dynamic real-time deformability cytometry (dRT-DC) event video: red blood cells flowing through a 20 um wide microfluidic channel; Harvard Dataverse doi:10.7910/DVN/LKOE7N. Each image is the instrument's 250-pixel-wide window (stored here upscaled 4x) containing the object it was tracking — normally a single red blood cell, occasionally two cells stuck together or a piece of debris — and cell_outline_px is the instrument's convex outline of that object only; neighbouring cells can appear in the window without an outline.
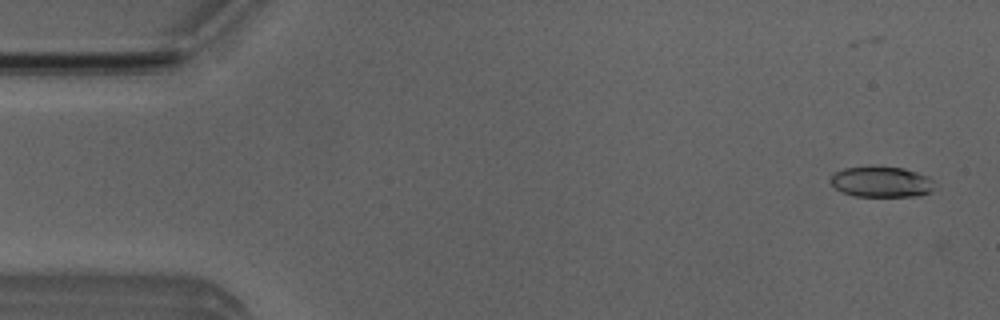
{"species": "Egyptian fruit bat (a non-hibernating species)", "species_latin": "Rousettus aegyptiacus", "temperature_condition": "room temperature", "stored_images_in_passage": 3, "camera_frame_rate_fps": 3000, "um_per_image_px": 0.085, "animal": {"sex": "male"}, "frame": {"image": 1, "passage_image": 2, "time_ms": 0.333, "image_size_px": [1000, 320], "cell_outline_px": [[932, 188], [928, 192], [920, 196], [852, 196], [836, 188], [828, 180], [836, 172], [844, 168], [868, 164], [872, 164], [904, 168], [928, 176], [932, 180]], "centroid_in_image_um": [74.87, 15.42], "position_along_channel_um": 10.1, "area_um2": 18.96}}